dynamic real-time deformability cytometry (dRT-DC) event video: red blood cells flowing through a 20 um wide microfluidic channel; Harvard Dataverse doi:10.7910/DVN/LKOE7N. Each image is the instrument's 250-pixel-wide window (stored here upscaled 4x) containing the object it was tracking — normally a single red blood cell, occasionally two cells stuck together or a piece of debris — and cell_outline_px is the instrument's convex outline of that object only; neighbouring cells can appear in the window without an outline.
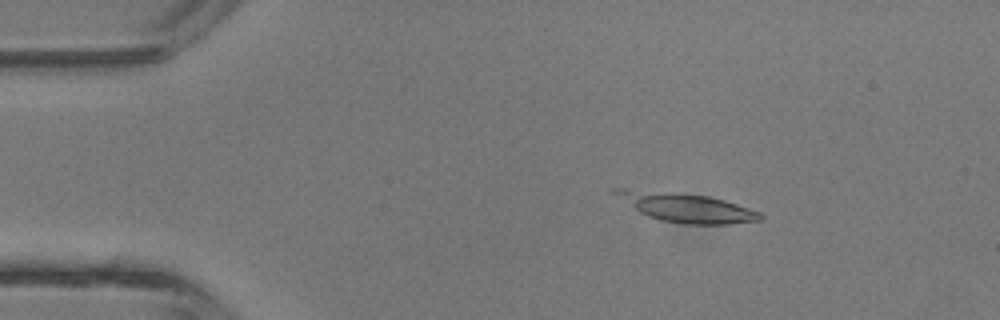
{"species": "common noctule bat (a hibernating species)", "species_latin": "Nyctalus noctula", "temperature_condition": "room temperature", "stored_images_in_passage": 4, "camera_frame_rate_fps": 3000, "um_per_image_px": 0.085, "animal": {"sex": "male", "body_mass_g": 13.3}, "frame": {"image": 1, "passage_image": 2, "time_ms": 1.0, "image_size_px": [1000, 320], "cell_outline_px": [[764, 216], [760, 220], [728, 224], [684, 224], [660, 220], [648, 216], [640, 212], [612, 192], [608, 188], [628, 188], [708, 196], [724, 200], [760, 212]], "centroid_in_image_um": [58.32, 17.63], "position_along_channel_um": 26.7, "area_um2": 24.16}}
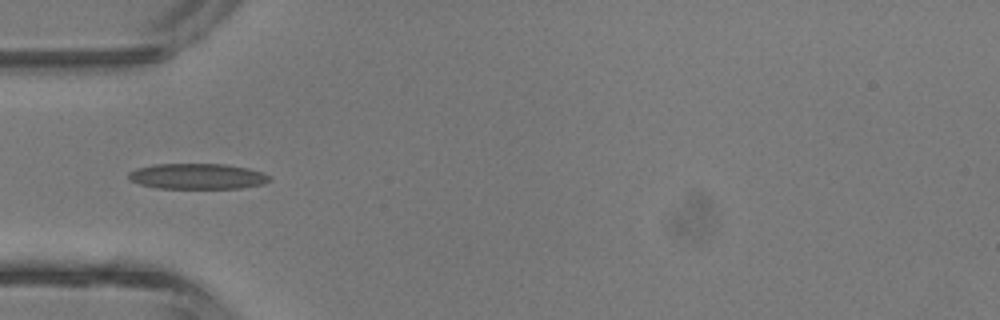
{"frame": {"image": 2, "passage_image": 4, "time_ms": 3.333, "image_size_px": [1000, 320], "cell_outline_px": [[272, 180], [264, 184], [240, 188], [156, 188], [140, 184], [128, 180], [128, 172], [136, 168], [152, 164], [224, 164], [248, 168], [264, 172], [272, 176]], "centroid_in_image_um": [16.8, 14.98], "position_along_channel_um": 68.2, "area_um2": 21.33}}